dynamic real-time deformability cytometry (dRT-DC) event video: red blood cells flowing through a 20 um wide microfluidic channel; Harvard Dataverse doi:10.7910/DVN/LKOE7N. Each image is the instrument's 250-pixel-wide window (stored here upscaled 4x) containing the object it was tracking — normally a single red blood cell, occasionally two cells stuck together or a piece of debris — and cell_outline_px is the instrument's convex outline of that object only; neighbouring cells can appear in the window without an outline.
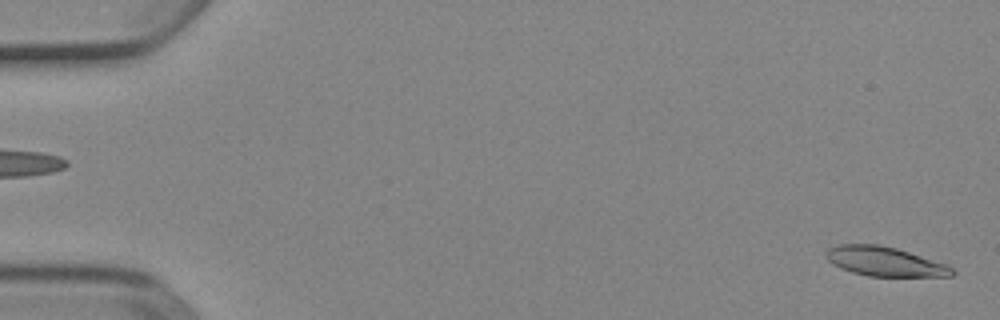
{"species": "Egyptian fruit bat (a non-hibernating species)", "species_latin": "Rousettus aegyptiacus", "temperature_condition": "cold", "stored_images_in_passage": 4, "segment_of_instrument_passage": [2, 2], "camera_frame_rate_fps": 3000, "um_per_image_px": 0.085, "animal": {"sex": "female"}, "frame": {"image": 1, "passage_image": 4, "time_ms": 1.0, "image_size_px": [1000, 320], "cell_outline_px": [[956, 272], [952, 276], [868, 276], [852, 272], [840, 268], [832, 264], [824, 256], [824, 252], [828, 248], [840, 244], [880, 244], [896, 248], [948, 264]], "centroid_in_image_um": [75.18, 22.22], "position_along_channel_um": 9.8, "area_um2": 21.73}}